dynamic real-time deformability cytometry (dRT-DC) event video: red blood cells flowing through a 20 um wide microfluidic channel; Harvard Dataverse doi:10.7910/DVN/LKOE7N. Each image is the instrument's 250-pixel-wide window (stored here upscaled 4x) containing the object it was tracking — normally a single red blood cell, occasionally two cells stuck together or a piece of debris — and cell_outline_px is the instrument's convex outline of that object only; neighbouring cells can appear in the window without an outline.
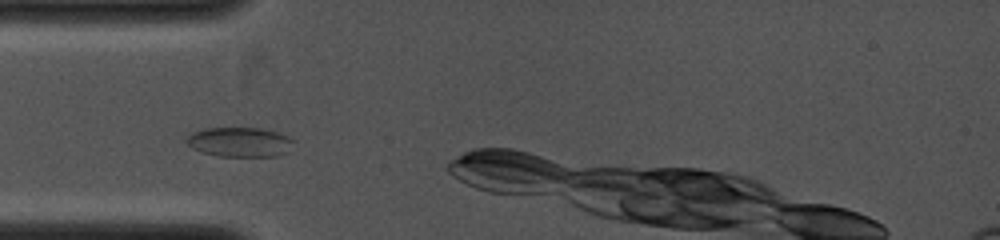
{"species": "common noctule bat (a hibernating species)", "species_latin": "Nyctalus noctula", "temperature_condition": "cold", "stored_images_in_passage": 4, "camera_frame_rate_fps": 4000, "um_per_image_px": 0.085, "animal": {"sex": "female", "body_mass_g": 19.0, "forearm_length_mm": 53.3}, "frame": {"image": 1, "passage_image": 3, "time_ms": 0.75, "image_size_px": [1000, 240], "cell_outline_px": [[292, 140], [288, 152], [280, 156], [220, 156], [200, 152], [192, 148], [184, 140], [192, 132], [204, 128], [260, 128], [276, 132], [288, 136]], "centroid_in_image_um": [20.34, 12.08], "position_along_channel_um": 64.7, "area_um2": 18.44}}